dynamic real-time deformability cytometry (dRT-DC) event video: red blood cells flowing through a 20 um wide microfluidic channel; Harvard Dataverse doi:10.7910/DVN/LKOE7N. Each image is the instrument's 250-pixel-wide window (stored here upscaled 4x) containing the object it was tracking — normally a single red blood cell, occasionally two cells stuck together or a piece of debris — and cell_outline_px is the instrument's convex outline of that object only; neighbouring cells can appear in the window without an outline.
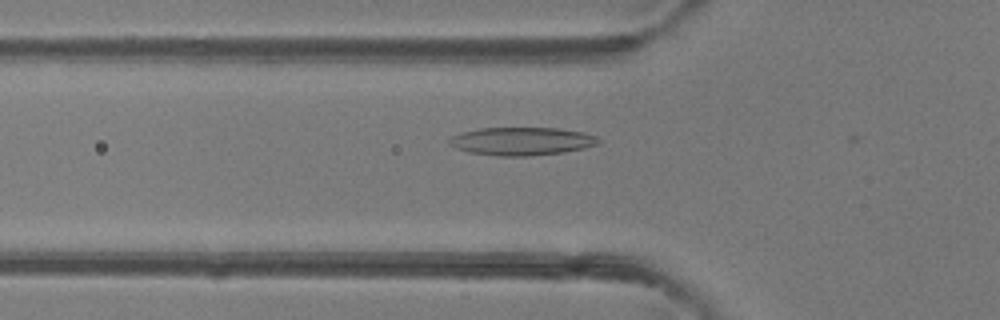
{"species": "common noctule bat (a hibernating species)", "species_latin": "Nyctalus noctula", "temperature_condition": "room temperature", "stored_images_in_passage": 29, "camera_frame_rate_fps": 3000, "um_per_image_px": 0.085, "animal": {"sex": "female"}, "frame": {"image": 1, "passage_image": 3, "time_ms": 0.667, "image_size_px": [1000, 320], "cell_outline_px": [[600, 144], [584, 148], [564, 152], [528, 156], [496, 156], [468, 152], [456, 148], [448, 144], [448, 136], [460, 132], [480, 128], [560, 128], [584, 132], [596, 136], [600, 140]], "centroid_in_image_um": [44.31, 12.0], "position_along_channel_um": 81.5, "area_um2": 24.74}}
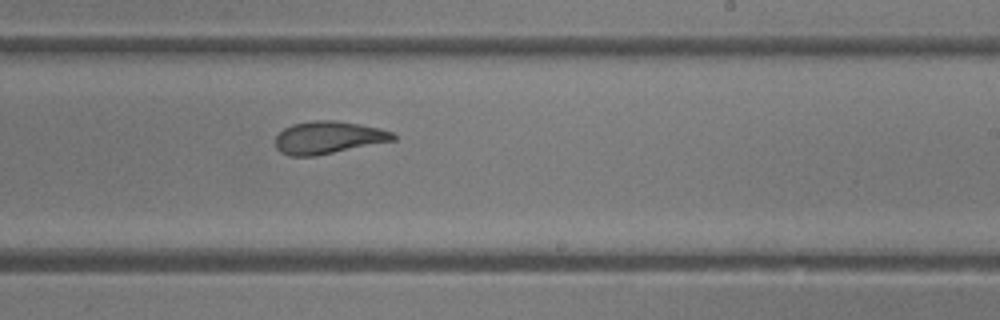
{"frame": {"image": 2, "passage_image": 16, "time_ms": 5.0, "image_size_px": [1000, 320], "cell_outline_px": [[396, 140], [316, 156], [288, 156], [280, 152], [276, 148], [276, 136], [284, 128], [292, 124], [316, 120], [336, 120], [360, 124], [380, 128], [392, 132], [396, 136]], "centroid_in_image_um": [27.91, 11.69], "position_along_channel_um": 261.1, "area_um2": 22.43}}
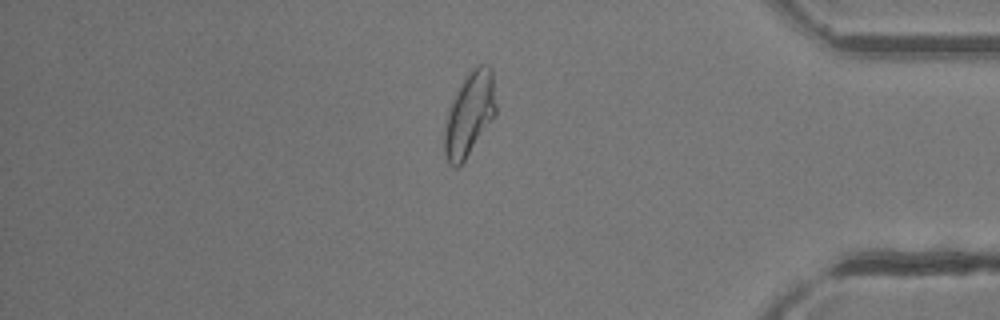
{"frame": {"image": 3, "passage_image": 28, "time_ms": 9.0, "image_size_px": [1000, 320], "cell_outline_px": [[496, 116], [464, 160], [456, 168], [448, 164], [444, 152], [444, 132], [448, 112], [452, 100], [464, 80], [472, 68], [480, 64], [488, 64], [492, 68], [496, 104]], "centroid_in_image_um": [39.93, 9.7], "position_along_channel_um": 395.3, "area_um2": 24.97}}